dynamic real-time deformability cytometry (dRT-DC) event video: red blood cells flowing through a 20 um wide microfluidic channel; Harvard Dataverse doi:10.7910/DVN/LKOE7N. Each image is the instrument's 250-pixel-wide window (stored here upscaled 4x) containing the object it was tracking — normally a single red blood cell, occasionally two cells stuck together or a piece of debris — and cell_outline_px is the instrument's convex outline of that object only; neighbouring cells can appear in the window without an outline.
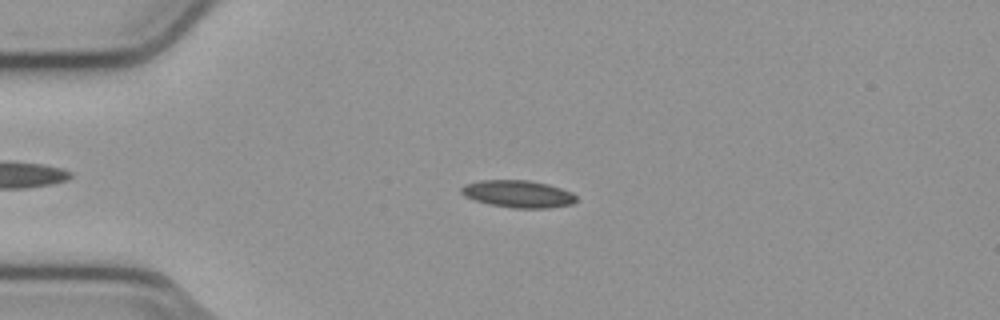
{"species": "common noctule bat (a hibernating species)", "species_latin": "Nyctalus noctula", "temperature_condition": "cold", "stored_images_in_passage": 54, "camera_frame_rate_fps": 3000, "um_per_image_px": 0.085, "animal": {"sex": "male", "body_mass_g": 23.1, "forearm_length_mm": 52.7}, "frame": {"image": 1, "passage_image": 13, "time_ms": 4.0, "image_size_px": [1000, 320], "cell_outline_px": [[576, 200], [572, 204], [548, 208], [512, 208], [488, 204], [464, 196], [460, 192], [460, 188], [464, 184], [480, 180], [528, 180], [548, 184], [572, 192], [576, 196]], "centroid_in_image_um": [44.01, 16.48], "position_along_channel_um": 41.0, "area_um2": 18.32}}
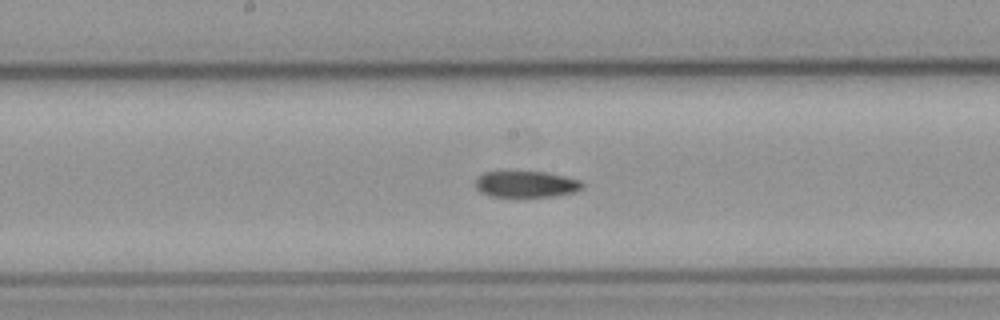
{"frame": {"image": 2, "passage_image": 28, "time_ms": 9.0, "image_size_px": [1000, 320], "cell_outline_px": [[584, 188], [576, 192], [556, 196], [520, 200], [492, 196], [480, 192], [476, 188], [476, 180], [484, 172], [508, 168], [544, 172], [564, 176], [580, 180], [584, 184]], "centroid_in_image_um": [44.7, 15.66], "position_along_channel_um": 203.5, "area_um2": 18.03}}
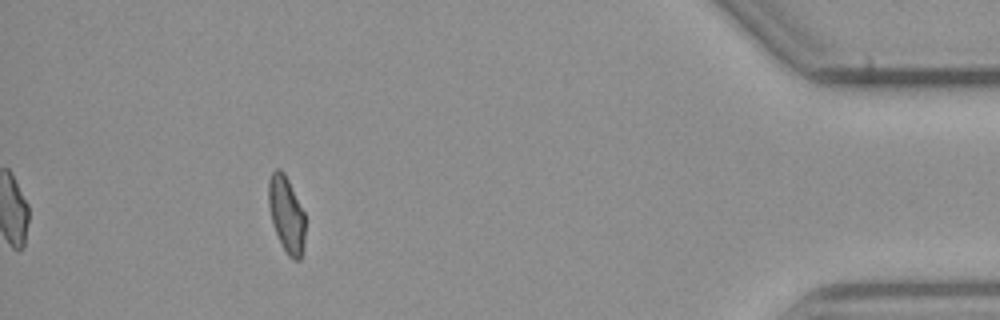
{"frame": {"image": 3, "passage_image": 49, "time_ms": 16.0, "image_size_px": [1000, 320], "cell_outline_px": [[304, 244], [300, 260], [292, 260], [288, 256], [272, 224], [268, 204], [268, 180], [272, 172], [276, 168], [280, 168], [284, 172], [304, 212]], "centroid_in_image_um": [24.33, 18.2], "position_along_channel_um": 410.9, "area_um2": 16.18}, "authors_computed_cell_mechanics": {"area_um2": 16.9643, "velocity_mm_per_s": 3.8119, "shape_relaxation_time_tau1_ms": null, "shape_relaxation_time_tau2_ms": 4.6032, "deformation_change_tau1": null, "deformation_change_tau2": 0.1023}}